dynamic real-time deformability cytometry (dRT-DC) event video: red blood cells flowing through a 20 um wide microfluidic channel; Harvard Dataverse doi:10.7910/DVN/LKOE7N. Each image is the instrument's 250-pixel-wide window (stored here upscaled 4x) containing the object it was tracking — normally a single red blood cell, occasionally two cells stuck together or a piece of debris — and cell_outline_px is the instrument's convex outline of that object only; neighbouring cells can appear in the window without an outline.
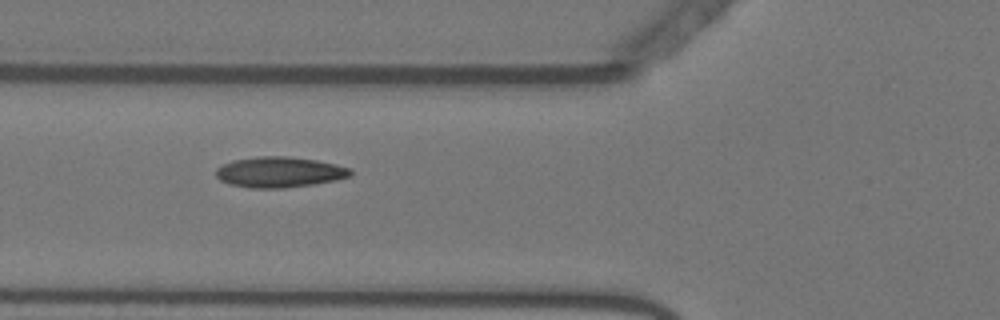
{"species": "Egyptian fruit bat (a non-hibernating species)", "species_latin": "Rousettus aegyptiacus", "temperature_condition": "warm", "stored_images_in_passage": 46, "camera_frame_rate_fps": 3000, "um_per_image_px": 0.085, "animal": {"sex": "female"}, "frame": {"image": 1, "passage_image": 11, "time_ms": 3.333, "image_size_px": [1000, 320], "cell_outline_px": [[352, 176], [336, 180], [312, 184], [284, 188], [248, 188], [232, 184], [220, 180], [216, 176], [216, 168], [232, 160], [256, 156], [288, 156], [316, 160], [336, 164], [352, 168]], "centroid_in_image_um": [23.77, 14.62], "position_along_channel_um": 102.0, "area_um2": 24.1}}
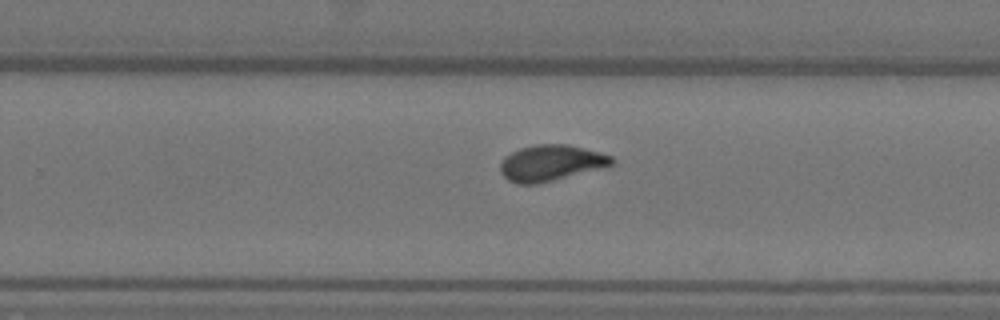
{"frame": {"image": 2, "passage_image": 26, "time_ms": 8.333, "image_size_px": [1000, 320], "cell_outline_px": [[616, 164], [540, 184], [516, 184], [508, 180], [500, 172], [500, 164], [504, 156], [520, 148], [536, 144], [568, 144], [600, 152], [612, 156], [616, 160]], "centroid_in_image_um": [46.84, 13.85], "position_along_channel_um": 283.0, "area_um2": 23.64}}
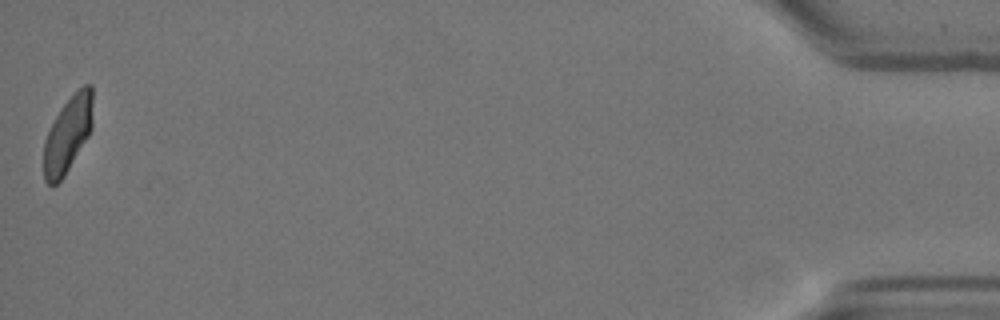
{"frame": {"image": 3, "passage_image": 46, "time_ms": 15.0, "image_size_px": [1000, 320], "cell_outline_px": [[92, 128], [88, 136], [64, 176], [52, 188], [44, 180], [44, 140], [60, 108], [84, 84], [92, 84]], "centroid_in_image_um": [5.76, 11.45], "position_along_channel_um": 429.4, "area_um2": 21.44}, "authors_computed_cell_mechanics": {"area_um2": 22.8021, "velocity_mm_per_s": 3.6221, "shape_relaxation_time_tau1_ms": 6.3927, "shape_relaxation_time_tau2_ms": 1.2567, "deformation_change_tau1": 0.1974, "deformation_change_tau2": 0.0555}}